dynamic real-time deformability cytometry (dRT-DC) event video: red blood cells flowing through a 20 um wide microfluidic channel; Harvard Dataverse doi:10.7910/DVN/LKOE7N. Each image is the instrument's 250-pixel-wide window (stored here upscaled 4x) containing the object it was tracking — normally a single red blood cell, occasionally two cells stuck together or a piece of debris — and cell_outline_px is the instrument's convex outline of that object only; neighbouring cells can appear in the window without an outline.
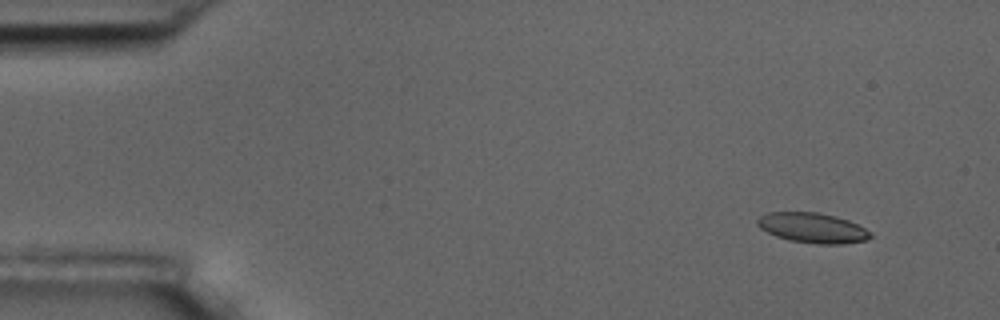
{"species": "common noctule bat (a hibernating species)", "species_latin": "Nyctalus noctula", "temperature_condition": "room temperature", "stored_images_in_passage": 4, "camera_frame_rate_fps": 3000, "um_per_image_px": 0.085, "animal": {"sex": "male", "body_mass_g": 17.5, "forearm_length_mm": 52.3}, "frame": {"image": 1, "passage_image": 1, "time_ms": 0.0, "image_size_px": [1000, 320], "cell_outline_px": [[872, 236], [864, 240], [844, 244], [816, 244], [788, 240], [776, 236], [760, 228], [756, 224], [756, 220], [760, 216], [768, 212], [820, 212], [836, 216], [848, 220], [872, 232]], "centroid_in_image_um": [69.05, 19.36], "position_along_channel_um": 15.9, "area_um2": 19.88}}
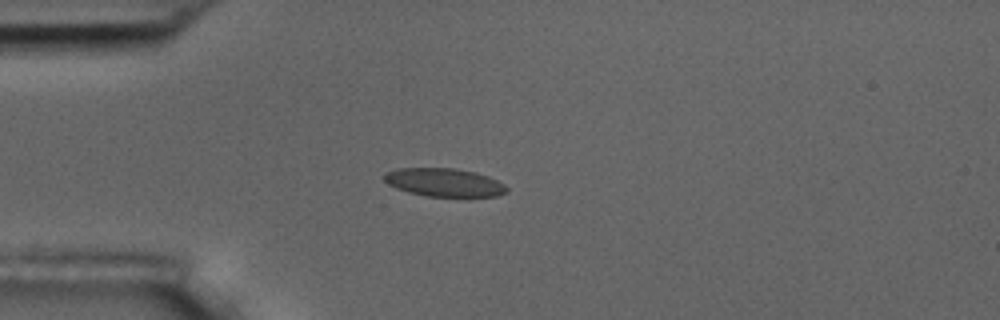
{"frame": {"image": 2, "passage_image": 4, "time_ms": 3.333, "image_size_px": [1000, 320], "cell_outline_px": [[508, 192], [496, 196], [424, 196], [408, 192], [396, 188], [388, 184], [384, 180], [384, 176], [388, 172], [396, 168], [456, 168], [476, 172], [488, 176], [504, 184], [508, 188]], "centroid_in_image_um": [37.77, 15.5], "position_along_channel_um": 47.2, "area_um2": 20.17}}